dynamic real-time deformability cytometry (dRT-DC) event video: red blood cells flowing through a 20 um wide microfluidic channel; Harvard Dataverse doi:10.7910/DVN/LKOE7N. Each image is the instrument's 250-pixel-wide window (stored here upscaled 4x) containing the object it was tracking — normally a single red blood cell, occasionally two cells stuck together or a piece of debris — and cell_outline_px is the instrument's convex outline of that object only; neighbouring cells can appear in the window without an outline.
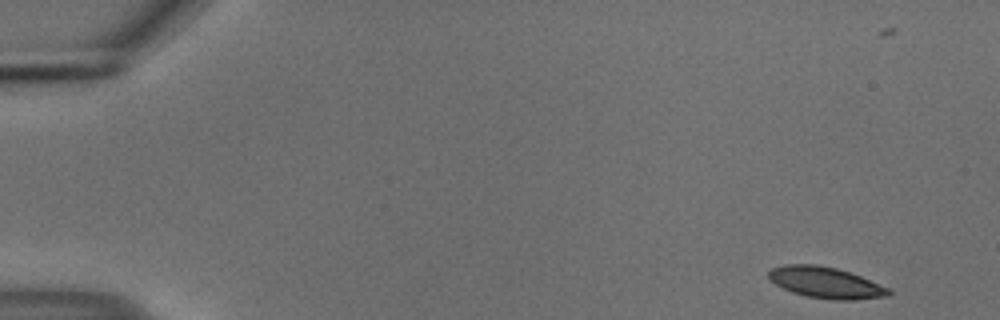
{"species": "common noctule bat (a hibernating species)", "species_latin": "Nyctalus noctula", "temperature_condition": "cold", "stored_images_in_passage": 53, "camera_frame_rate_fps": 3000, "um_per_image_px": 0.085, "animal": {"sex": "male", "body_mass_g": 18.8}, "frame": {"image": 1, "passage_image": 1, "time_ms": 0.0, "image_size_px": [1000, 320], "cell_outline_px": [[892, 292], [888, 296], [852, 300], [832, 300], [804, 296], [792, 292], [768, 280], [768, 272], [772, 268], [784, 264], [816, 264], [836, 268], [860, 276], [888, 288]], "centroid_in_image_um": [70.14, 24.02], "position_along_channel_um": 14.9, "area_um2": 21.79}}
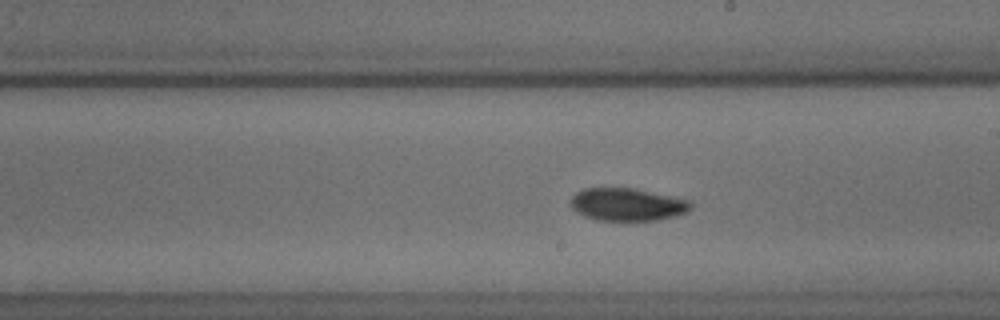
{"frame": {"image": 2, "passage_image": 29, "time_ms": 9.333, "image_size_px": [1000, 320], "cell_outline_px": [[692, 208], [688, 212], [676, 216], [656, 220], [596, 220], [584, 216], [576, 212], [568, 204], [572, 196], [576, 192], [584, 188], [632, 188], [688, 200], [692, 204]], "centroid_in_image_um": [53.27, 17.39], "position_along_channel_um": 235.7, "area_um2": 22.89}}
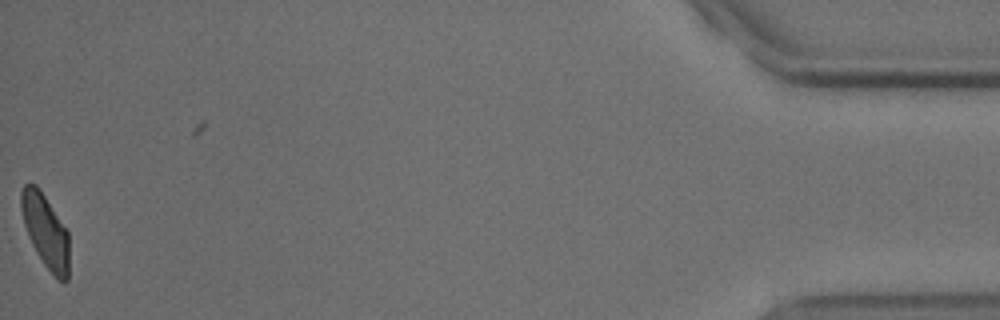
{"frame": {"image": 3, "passage_image": 52, "time_ms": 17.0, "image_size_px": [1000, 320], "cell_outline_px": [[68, 280], [64, 284], [56, 280], [44, 264], [36, 252], [28, 236], [24, 224], [20, 208], [20, 192], [24, 184], [36, 184], [68, 232]], "centroid_in_image_um": [3.85, 19.68], "position_along_channel_um": 431.3, "area_um2": 20.46}, "authors_computed_cell_mechanics": {"area_um2": 21.964, "velocity_mm_per_s": 3.7204, "shape_relaxation_time_tau1_ms": 4.4148, "shape_relaxation_time_tau2_ms": 3.2265, "deformation_change_tau1": 0.1073, "deformation_change_tau2": 0.0566}}